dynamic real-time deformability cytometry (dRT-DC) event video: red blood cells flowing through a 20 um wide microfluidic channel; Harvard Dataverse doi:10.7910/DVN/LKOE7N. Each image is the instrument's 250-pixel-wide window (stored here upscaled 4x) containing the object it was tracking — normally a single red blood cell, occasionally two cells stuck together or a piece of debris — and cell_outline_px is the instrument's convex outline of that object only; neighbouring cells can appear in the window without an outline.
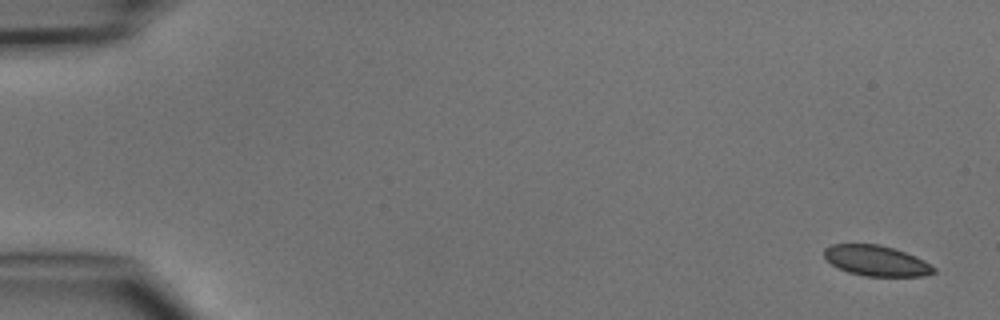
{"species": "common noctule bat (a hibernating species)", "species_latin": "Nyctalus noctula", "temperature_condition": "cold", "stored_images_in_passage": 5, "camera_frame_rate_fps": 3000, "um_per_image_px": 0.085, "animal": {"sex": "male", "body_mass_g": 15.6}, "frame": {"image": 1, "passage_image": 1, "time_ms": 0.0, "image_size_px": [1000, 320], "cell_outline_px": [[936, 272], [924, 276], [864, 276], [848, 272], [832, 264], [824, 256], [824, 248], [832, 244], [880, 244], [916, 256], [924, 260], [936, 268]], "centroid_in_image_um": [74.5, 22.16], "position_along_channel_um": 10.5, "area_um2": 19.42}}
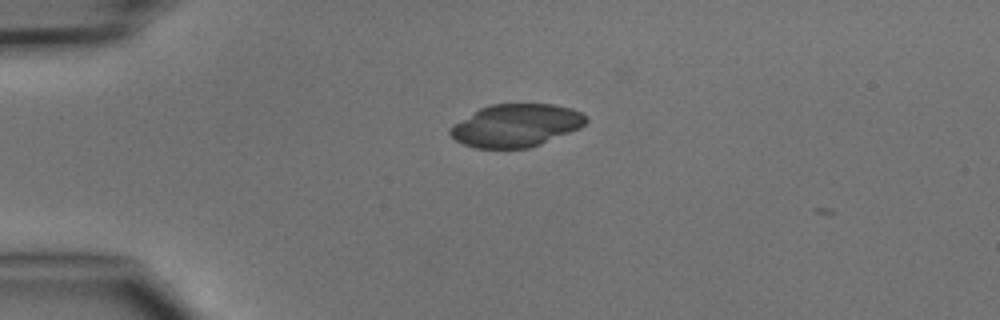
{"frame": {"image": 2, "passage_image": 5, "time_ms": 5.667, "image_size_px": [1000, 320], "cell_outline_px": [[588, 120], [580, 128], [540, 144], [528, 148], [476, 148], [464, 144], [456, 140], [448, 132], [448, 128], [452, 124], [480, 108], [492, 104], [552, 104], [572, 108], [580, 112]], "centroid_in_image_um": [43.83, 10.66], "position_along_channel_um": 41.2, "area_um2": 33.7}}